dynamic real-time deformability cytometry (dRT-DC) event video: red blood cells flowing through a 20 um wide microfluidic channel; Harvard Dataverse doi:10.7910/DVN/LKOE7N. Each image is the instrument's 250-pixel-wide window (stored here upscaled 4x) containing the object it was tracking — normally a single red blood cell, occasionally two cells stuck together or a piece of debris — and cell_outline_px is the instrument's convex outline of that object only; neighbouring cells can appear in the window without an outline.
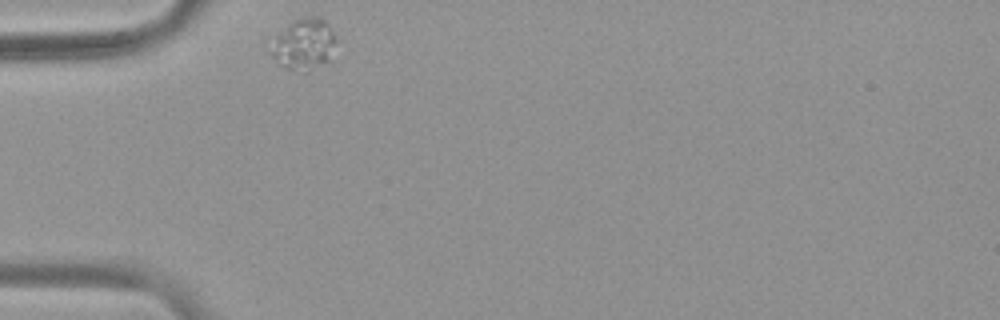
{"species": "common noctule bat (a hibernating species)", "species_latin": "Nyctalus noctula", "temperature_condition": "warm", "stored_images_in_passage": 34, "camera_frame_rate_fps": 3000, "um_per_image_px": 0.085, "animal": {"sex": "female", "body_mass_g": 19.9}, "frame": {"image": 1, "passage_image": 1, "time_ms": 0.0, "image_size_px": [1000, 320], "cell_outline_px": [[336, 40], [328, 60], [308, 72], [304, 72], [288, 68], [280, 64], [272, 56], [272, 52], [280, 36], [292, 20], [312, 16], [316, 16], [324, 20], [328, 24]], "centroid_in_image_um": [25.9, 3.77], "position_along_channel_um": 59.1, "area_um2": 18.32}}
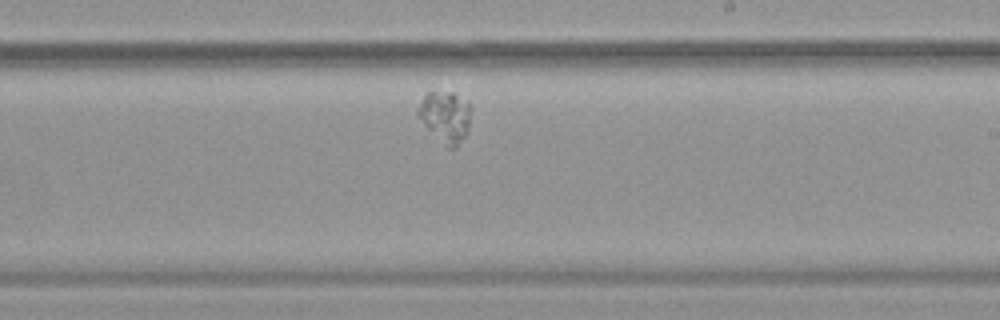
{"frame": {"image": 2, "passage_image": 20, "time_ms": 6.333, "image_size_px": [1000, 320], "cell_outline_px": [[468, 132], [456, 148], [448, 148], [416, 116], [416, 112], [424, 96], [428, 92], [452, 92], [468, 104]], "centroid_in_image_um": [37.82, 9.94], "position_along_channel_um": 251.2, "area_um2": 15.2}}
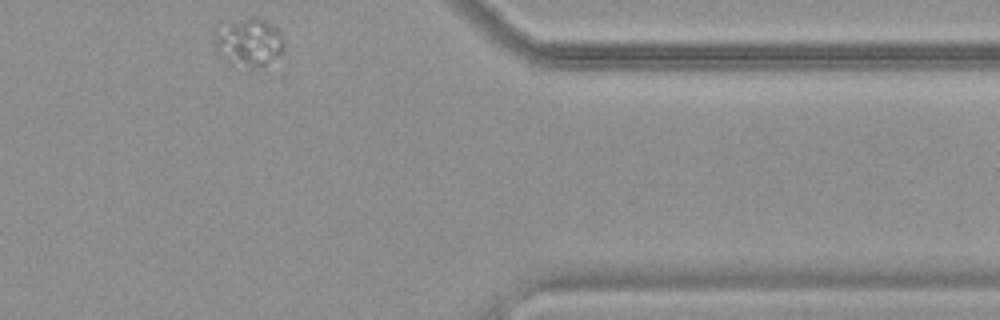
{"frame": {"image": 3, "passage_image": 34, "time_ms": 11.0, "image_size_px": [1000, 320], "cell_outline_px": [[284, 52], [280, 56], [248, 72], [232, 64], [216, 48], [212, 36], [212, 32], [248, 16], [256, 16], [272, 24], [276, 28], [284, 44]], "centroid_in_image_um": [21.17, 3.63], "position_along_channel_um": 390.2, "area_um2": 19.59}}